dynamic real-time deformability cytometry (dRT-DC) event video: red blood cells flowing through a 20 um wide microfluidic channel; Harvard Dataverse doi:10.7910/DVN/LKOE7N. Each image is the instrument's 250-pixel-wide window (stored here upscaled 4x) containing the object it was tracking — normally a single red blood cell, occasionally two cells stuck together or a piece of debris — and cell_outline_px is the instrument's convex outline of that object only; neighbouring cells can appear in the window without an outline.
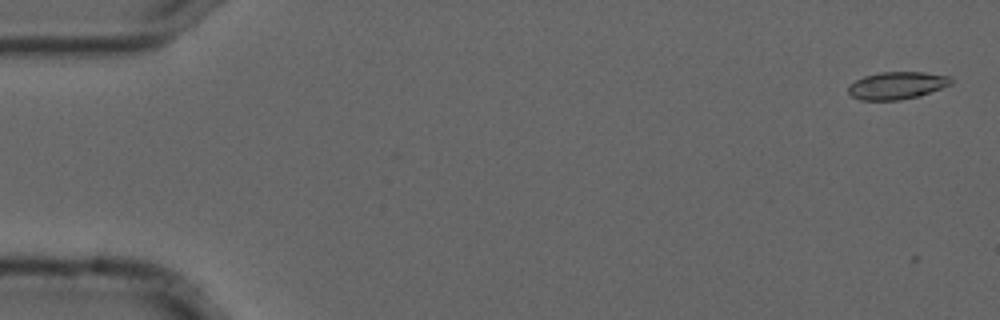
{"species": "common noctule bat (a hibernating species)", "species_latin": "Nyctalus noctula", "temperature_condition": "cold", "stored_images_in_passage": 13, "camera_frame_rate_fps": 3000, "um_per_image_px": 0.085, "animal": {"sex": "male", "forearm_length_mm": 52.5}, "frame": {"image": 1, "passage_image": 2, "time_ms": 0.333, "image_size_px": [1000, 320], "cell_outline_px": [[952, 84], [920, 96], [900, 100], [860, 100], [852, 96], [848, 92], [848, 84], [864, 76], [880, 72], [924, 72], [948, 76], [952, 80]], "centroid_in_image_um": [76.22, 7.27], "position_along_channel_um": 8.8, "area_um2": 16.47}}